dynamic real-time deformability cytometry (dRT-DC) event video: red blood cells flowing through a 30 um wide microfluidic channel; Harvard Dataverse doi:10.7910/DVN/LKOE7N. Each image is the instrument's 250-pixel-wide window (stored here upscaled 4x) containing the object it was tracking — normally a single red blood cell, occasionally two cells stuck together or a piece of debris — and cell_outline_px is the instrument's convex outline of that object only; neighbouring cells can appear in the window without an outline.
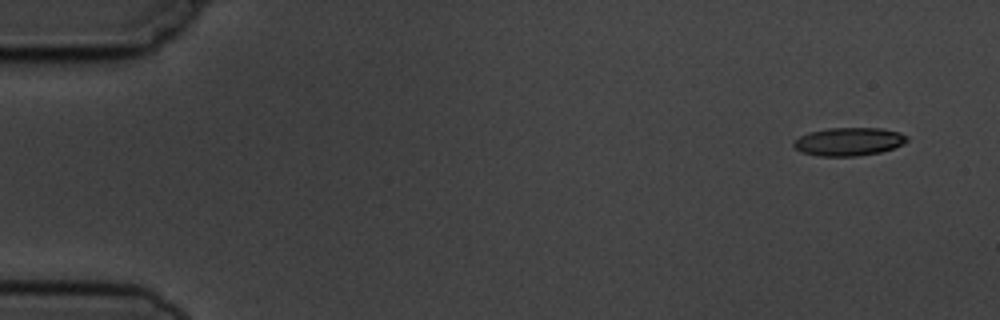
{"species": "common noctule bat (a hibernating species)", "species_latin": "Nyctalus noctula", "temperature_condition": "cold", "stored_images_in_passage": 5, "segment_of_instrument_passage": [1, 2], "camera_frame_rate_fps": 3000, "um_per_image_px": 0.085, "animal": {"sex": "male", "body_mass_g": 19.5, "forearm_length_mm": 54.6}, "frame": {"image": 1, "passage_image": 1, "time_ms": 0.0, "image_size_px": [1000, 320], "cell_outline_px": [[908, 140], [904, 144], [880, 152], [856, 156], [820, 156], [800, 152], [792, 144], [792, 140], [808, 132], [828, 128], [880, 128], [900, 132], [908, 136]], "centroid_in_image_um": [72.13, 12.03], "position_along_channel_um": 12.9, "area_um2": 18.73}}